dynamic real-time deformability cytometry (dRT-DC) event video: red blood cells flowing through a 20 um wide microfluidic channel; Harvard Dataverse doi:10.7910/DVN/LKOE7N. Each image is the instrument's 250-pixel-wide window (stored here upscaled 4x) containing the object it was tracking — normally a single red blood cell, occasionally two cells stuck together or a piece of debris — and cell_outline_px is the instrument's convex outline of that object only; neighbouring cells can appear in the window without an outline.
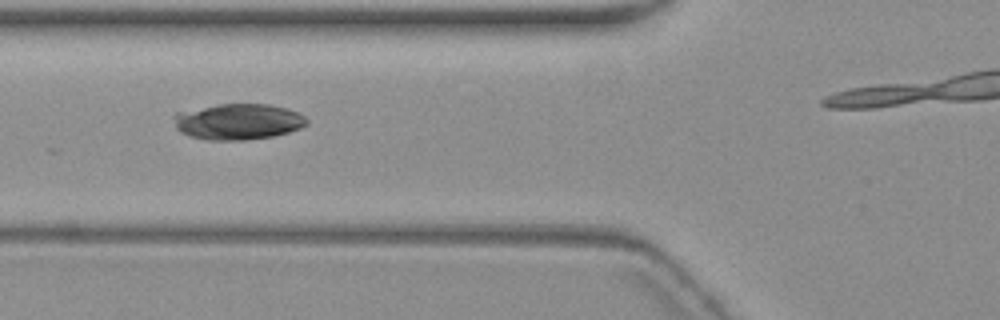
{"species": "common noctule bat (a hibernating species)", "species_latin": "Nyctalus noctula", "temperature_condition": "warm", "stored_images_in_passage": 4, "camera_frame_rate_fps": 3000, "um_per_image_px": 0.085, "animal": {"sex": "female", "body_mass_g": 19.3, "forearm_length_mm": 54.1}, "frame": {"image": 1, "passage_image": 2, "time_ms": 1.0, "image_size_px": [1000, 320], "cell_outline_px": [[308, 124], [300, 128], [288, 132], [272, 136], [244, 140], [208, 140], [188, 136], [180, 132], [176, 128], [172, 116], [176, 112], [220, 104], [268, 104], [284, 108], [296, 112], [304, 116], [308, 120]], "centroid_in_image_um": [20.2, 10.34], "position_along_channel_um": 105.6, "area_um2": 27.86}}
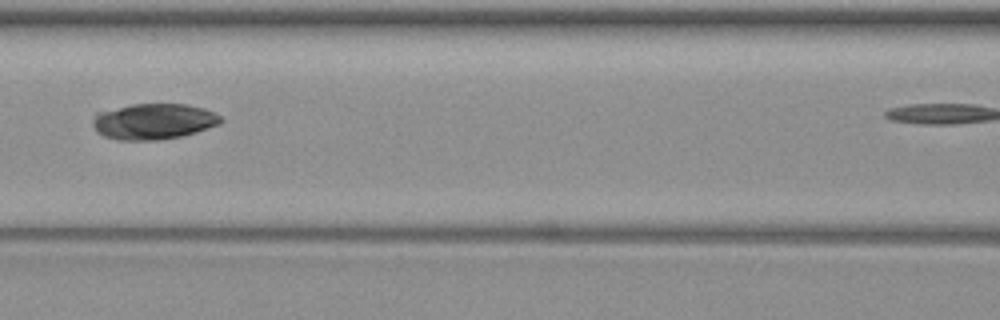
{"frame": {"image": 2, "passage_image": 3, "time_ms": 2.333, "image_size_px": [1000, 320], "cell_outline_px": [[224, 120], [220, 124], [196, 132], [180, 136], [160, 140], [116, 140], [104, 136], [96, 132], [92, 124], [92, 120], [96, 112], [132, 104], [188, 104], [204, 108], [220, 116]], "centroid_in_image_um": [13.03, 10.32], "position_along_channel_um": 153.6, "area_um2": 26.93}}